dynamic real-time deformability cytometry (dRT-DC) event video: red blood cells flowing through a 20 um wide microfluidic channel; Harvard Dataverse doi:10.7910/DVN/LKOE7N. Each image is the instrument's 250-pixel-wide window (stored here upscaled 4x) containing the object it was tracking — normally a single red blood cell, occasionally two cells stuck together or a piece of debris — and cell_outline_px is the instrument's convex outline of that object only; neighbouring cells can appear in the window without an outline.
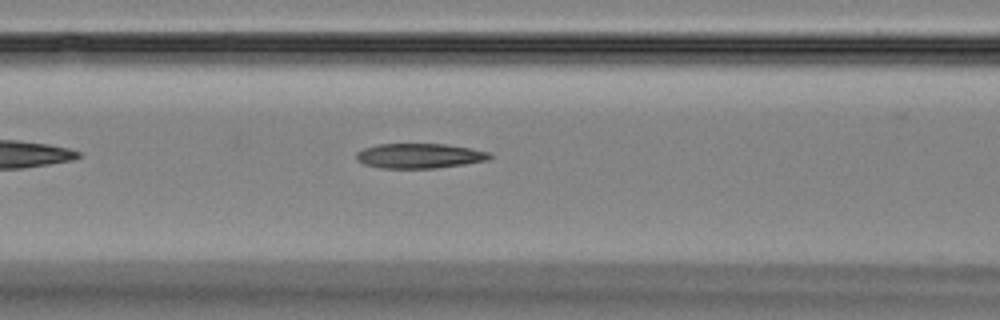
{"species": "Egyptian fruit bat (a non-hibernating species)", "species_latin": "Rousettus aegyptiacus", "temperature_condition": "room temperature", "stored_images_in_passage": 39, "camera_frame_rate_fps": 3000, "um_per_image_px": 0.085, "animal": {"sex": "female"}, "frame": {"image": 1, "passage_image": 7, "time_ms": 2.0, "image_size_px": [1000, 320], "cell_outline_px": [[492, 156], [488, 160], [464, 164], [432, 168], [380, 168], [364, 164], [356, 160], [356, 152], [364, 148], [376, 144], [444, 144], [468, 148], [488, 152]], "centroid_in_image_um": [35.59, 13.24], "position_along_channel_um": 131.0, "area_um2": 19.19}}
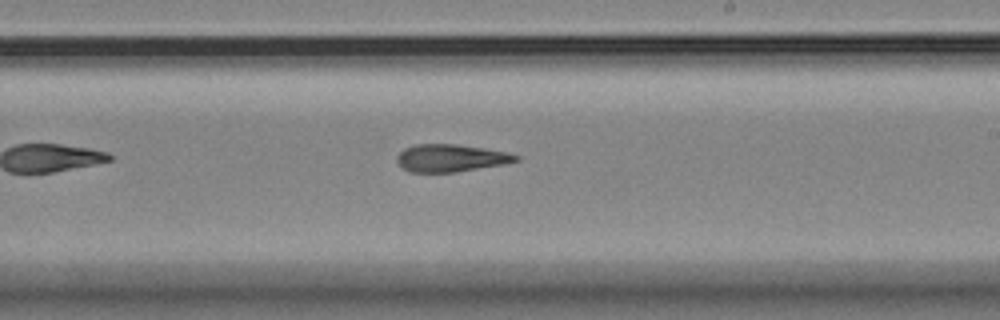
{"frame": {"image": 2, "passage_image": 17, "time_ms": 5.333, "image_size_px": [1000, 320], "cell_outline_px": [[520, 160], [504, 164], [456, 172], [408, 172], [396, 160], [396, 156], [404, 148], [416, 144], [456, 144], [484, 148], [508, 152], [520, 156]], "centroid_in_image_um": [38.33, 13.43], "position_along_channel_um": 250.7, "area_um2": 19.07}}
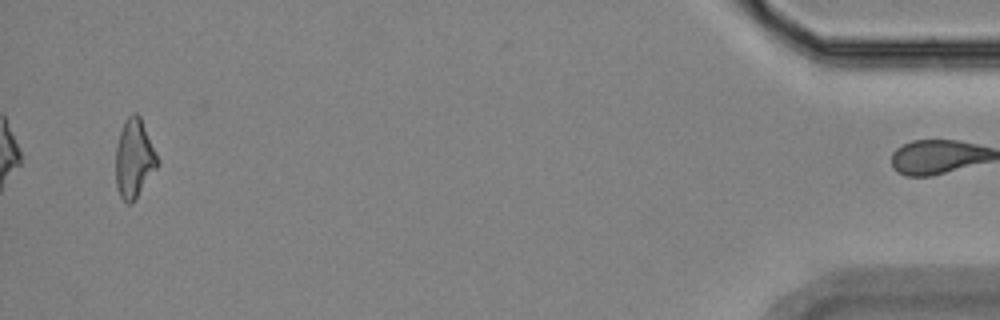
{"frame": {"image": 3, "passage_image": 38, "time_ms": 12.333, "image_size_px": [1000, 320], "cell_outline_px": [[160, 164], [132, 204], [128, 204], [120, 196], [116, 184], [116, 144], [124, 120], [132, 112], [136, 112], [140, 116], [156, 152]], "centroid_in_image_um": [11.41, 13.47], "position_along_channel_um": 423.8, "area_um2": 19.25}, "authors_computed_cell_mechanics": {"area_um2": 19.363, "velocity_mm_per_s": 3.5927, "shape_relaxation_time_tau1_ms": null, "shape_relaxation_time_tau2_ms": 6.5828, "deformation_change_tau1": null, "deformation_change_tau2": 0.1748}}